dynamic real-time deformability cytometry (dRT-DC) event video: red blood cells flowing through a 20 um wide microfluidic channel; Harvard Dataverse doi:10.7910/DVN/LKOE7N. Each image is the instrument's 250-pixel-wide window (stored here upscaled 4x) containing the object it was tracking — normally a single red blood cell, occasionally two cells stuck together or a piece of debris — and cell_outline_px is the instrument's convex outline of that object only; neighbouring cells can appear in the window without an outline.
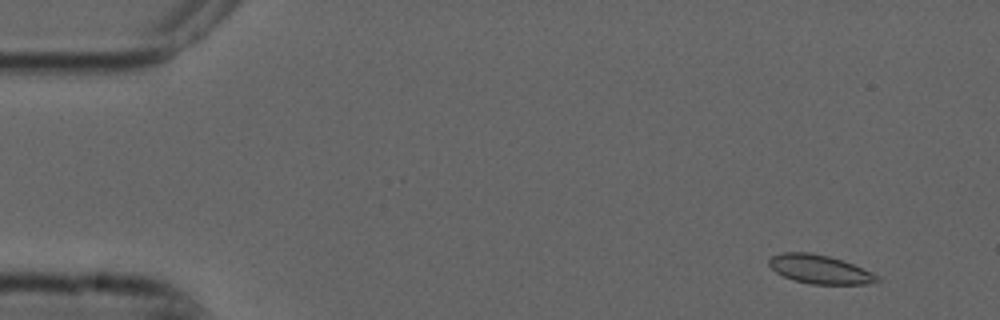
{"species": "common noctule bat (a hibernating species)", "species_latin": "Nyctalus noctula", "temperature_condition": "cold", "stored_images_in_passage": 6, "camera_frame_rate_fps": 3000, "um_per_image_px": 0.085, "animal": {"sex": "male", "forearm_length_mm": 52.5}, "frame": {"image": 1, "passage_image": 1, "time_ms": 0.0, "image_size_px": [1000, 320], "cell_outline_px": [[880, 280], [868, 284], [812, 284], [792, 280], [776, 272], [768, 264], [768, 260], [772, 256], [784, 252], [808, 252], [828, 256], [852, 264], [872, 272], [880, 276]], "centroid_in_image_um": [69.67, 22.9], "position_along_channel_um": 15.3, "area_um2": 17.98}}
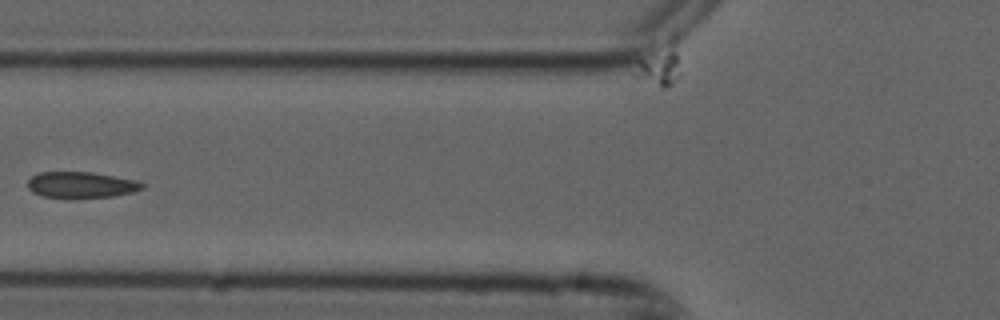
{"frame": {"image": 2, "passage_image": 5, "time_ms": 1.333, "image_size_px": [1000, 320], "cell_outline_px": [[144, 188], [132, 192], [112, 196], [72, 200], [44, 196], [32, 192], [28, 188], [28, 180], [32, 176], [40, 172], [92, 172], [136, 180], [144, 184]], "centroid_in_image_um": [6.88, 15.74], "position_along_channel_um": 118.9, "area_um2": 17.8}}
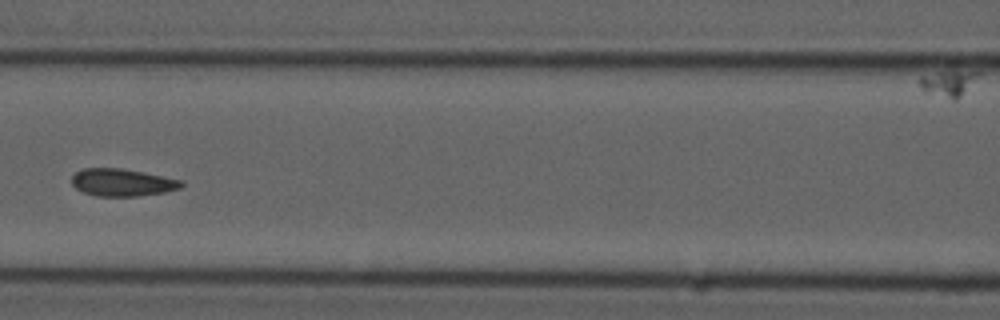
{"frame": {"image": 3, "passage_image": 6, "time_ms": 1.667, "image_size_px": [1000, 320], "cell_outline_px": [[184, 184], [180, 188], [164, 192], [136, 196], [96, 196], [84, 192], [76, 188], [72, 184], [72, 176], [76, 172], [84, 168], [120, 168], [184, 180]], "centroid_in_image_um": [10.4, 15.51], "position_along_channel_um": 156.2, "area_um2": 17.4}}